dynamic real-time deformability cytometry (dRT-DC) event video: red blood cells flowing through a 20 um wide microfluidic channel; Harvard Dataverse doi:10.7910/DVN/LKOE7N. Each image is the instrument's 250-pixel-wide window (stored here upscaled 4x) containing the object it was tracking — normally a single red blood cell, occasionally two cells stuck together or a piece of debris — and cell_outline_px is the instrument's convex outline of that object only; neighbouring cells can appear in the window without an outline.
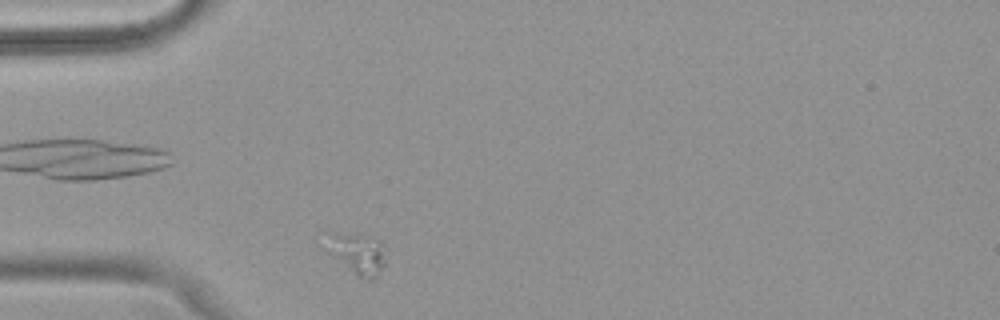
{"species": "common noctule bat (a hibernating species)", "species_latin": "Nyctalus noctula", "temperature_condition": "warm", "stored_images_in_passage": 30, "camera_frame_rate_fps": 3000, "um_per_image_px": 0.085, "animal": {"sex": "female", "body_mass_g": 18.4}, "frame": {"image": 1, "passage_image": 1, "time_ms": 0.0, "image_size_px": [1000, 320], "cell_outline_px": [[384, 264], [372, 280], [368, 280], [360, 276], [340, 256], [328, 232], [340, 232], [372, 236], [384, 240]], "centroid_in_image_um": [30.64, 21.47], "position_along_channel_um": 54.4, "area_um2": 12.48}}